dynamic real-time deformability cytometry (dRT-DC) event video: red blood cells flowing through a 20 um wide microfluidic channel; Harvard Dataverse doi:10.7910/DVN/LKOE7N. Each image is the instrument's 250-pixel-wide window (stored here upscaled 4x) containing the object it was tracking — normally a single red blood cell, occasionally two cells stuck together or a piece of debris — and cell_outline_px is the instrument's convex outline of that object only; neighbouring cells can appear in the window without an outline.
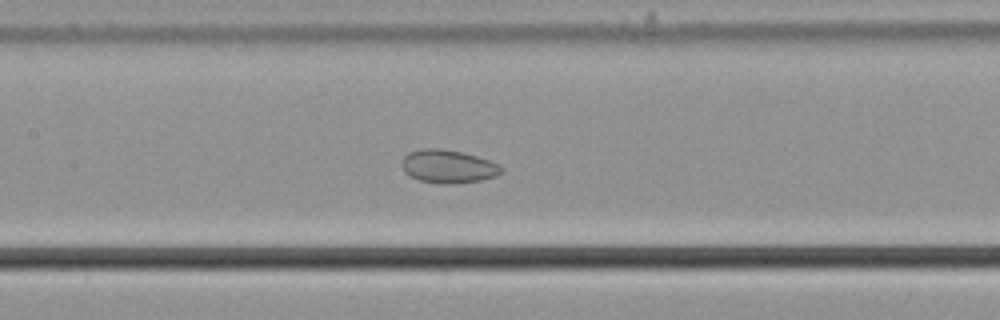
{"species": "common noctule bat (a hibernating species)", "species_latin": "Nyctalus noctula", "temperature_condition": "cold", "stored_images_in_passage": 40, "camera_frame_rate_fps": 3000, "um_per_image_px": 0.085, "animal": {"sex": "male", "body_mass_g": 21.5, "forearm_length_mm": 52.0}, "frame": {"image": 1, "passage_image": 21, "time_ms": 6.667, "image_size_px": [1000, 320], "cell_outline_px": [[504, 172], [496, 176], [480, 180], [452, 184], [444, 184], [420, 180], [404, 172], [400, 164], [404, 156], [408, 152], [424, 148], [440, 148], [460, 152], [476, 156], [500, 164], [504, 168]], "centroid_in_image_um": [38.1, 14.14], "position_along_channel_um": 169.3, "area_um2": 19.31}}
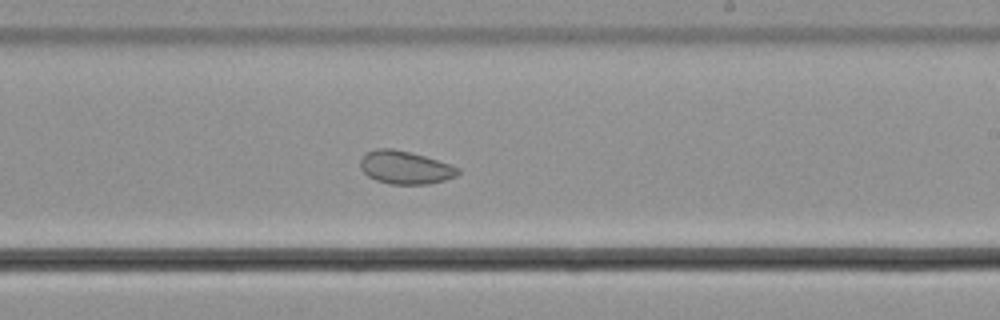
{"frame": {"image": 2, "passage_image": 28, "time_ms": 9.0, "image_size_px": [1000, 320], "cell_outline_px": [[460, 172], [456, 176], [444, 180], [428, 184], [388, 184], [376, 180], [368, 176], [360, 168], [360, 160], [368, 152], [376, 148], [392, 148], [424, 156], [460, 168]], "centroid_in_image_um": [34.42, 14.24], "position_along_channel_um": 254.6, "area_um2": 18.61}}
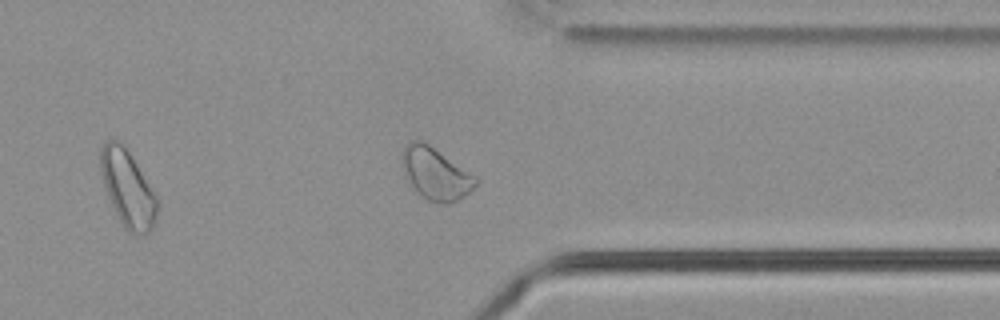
{"frame": {"image": 3, "passage_image": 38, "time_ms": 12.333, "image_size_px": [1000, 320], "cell_outline_px": [[480, 180], [464, 196], [448, 204], [444, 204], [428, 200], [420, 196], [412, 184], [400, 160], [404, 148], [412, 140], [420, 140], [428, 144], [476, 176]], "centroid_in_image_um": [37.04, 14.76], "position_along_channel_um": 374.4, "area_um2": 21.73}, "authors_computed_cell_mechanics": {"area_um2": 19.7965, "velocity_mm_per_s": 3.6669, "shape_relaxation_time_tau1_ms": null, "shape_relaxation_time_tau2_ms": 2.1189, "deformation_change_tau1": null, "deformation_change_tau2": 0.0604}}